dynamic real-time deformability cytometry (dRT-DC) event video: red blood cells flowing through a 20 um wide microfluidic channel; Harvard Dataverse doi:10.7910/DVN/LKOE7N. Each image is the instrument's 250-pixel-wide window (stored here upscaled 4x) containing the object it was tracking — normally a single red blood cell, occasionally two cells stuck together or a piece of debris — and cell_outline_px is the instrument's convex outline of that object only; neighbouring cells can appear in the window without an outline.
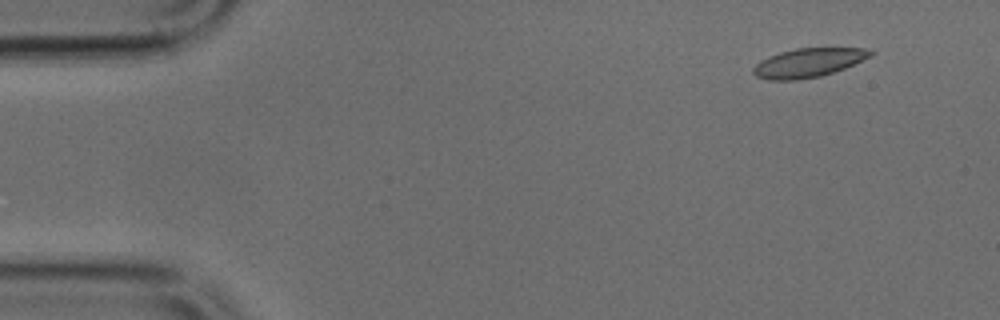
{"species": "common noctule bat (a hibernating species)", "species_latin": "Nyctalus noctula", "temperature_condition": "cold", "stored_images_in_passage": 49, "camera_frame_rate_fps": 3000, "um_per_image_px": 0.085, "animal": {"sex": "male", "body_mass_g": 17.9, "forearm_length_mm": 54.2}, "frame": {"image": 1, "passage_image": 4, "time_ms": 1.0, "image_size_px": [1000, 320], "cell_outline_px": [[876, 52], [872, 56], [844, 68], [820, 76], [796, 80], [768, 80], [756, 76], [752, 72], [752, 68], [760, 60], [768, 56], [780, 52], [796, 48], [864, 48]], "centroid_in_image_um": [68.68, 5.33], "position_along_channel_um": 16.3, "area_um2": 19.77}}
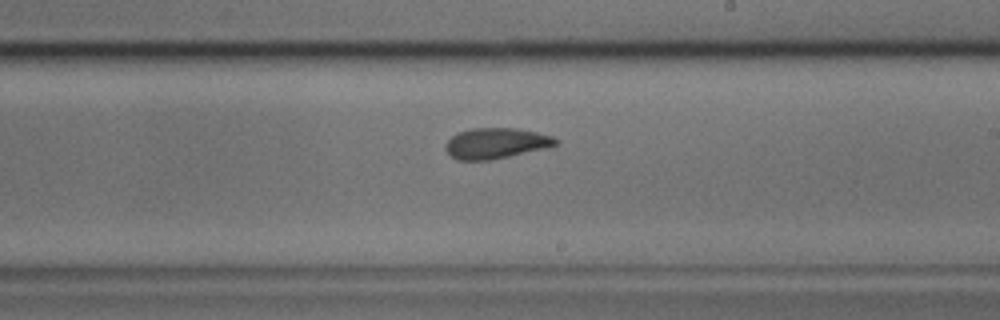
{"frame": {"image": 2, "passage_image": 28, "time_ms": 9.0, "image_size_px": [1000, 320], "cell_outline_px": [[560, 144], [552, 148], [488, 160], [456, 160], [444, 148], [448, 140], [452, 136], [460, 132], [472, 128], [516, 128], [536, 132], [552, 136], [560, 140]], "centroid_in_image_um": [42.24, 12.18], "position_along_channel_um": 246.8, "area_um2": 19.88}}
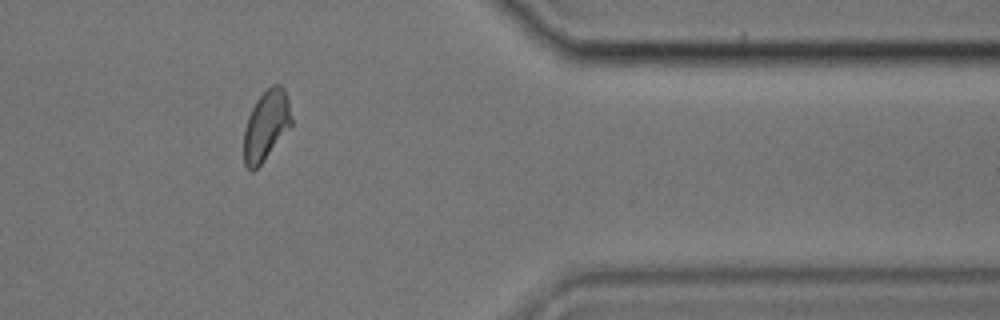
{"frame": {"image": 3, "passage_image": 40, "time_ms": 13.0, "image_size_px": [1000, 320], "cell_outline_px": [[292, 124], [260, 164], [252, 172], [244, 164], [244, 132], [248, 116], [256, 100], [272, 84], [280, 84], [284, 88], [288, 100], [292, 120]], "centroid_in_image_um": [22.61, 10.64], "position_along_channel_um": 388.8, "area_um2": 19.02}}